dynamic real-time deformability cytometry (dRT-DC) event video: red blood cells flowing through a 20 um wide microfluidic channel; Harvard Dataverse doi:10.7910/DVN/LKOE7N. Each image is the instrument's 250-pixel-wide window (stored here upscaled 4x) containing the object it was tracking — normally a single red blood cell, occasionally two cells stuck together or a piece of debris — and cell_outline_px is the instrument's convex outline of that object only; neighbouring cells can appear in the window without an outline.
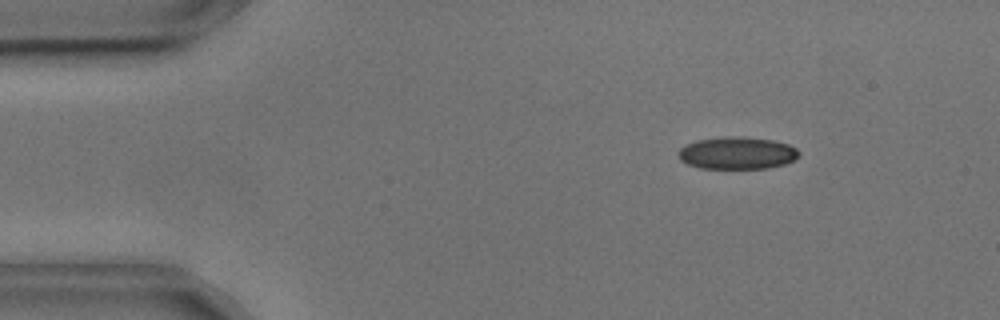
{"species": "common noctule bat (a hibernating species)", "species_latin": "Nyctalus noctula", "temperature_condition": "cold", "stored_images_in_passage": 34, "camera_frame_rate_fps": 3000, "um_per_image_px": 0.085, "animal": {"sex": "male", "body_mass_g": 17.9, "forearm_length_mm": 54.2}, "frame": {"image": 1, "passage_image": 3, "time_ms": 0.667, "image_size_px": [1000, 320], "cell_outline_px": [[800, 156], [784, 164], [768, 168], [700, 168], [688, 164], [680, 160], [680, 148], [696, 140], [724, 136], [740, 136], [772, 140], [788, 144], [796, 148], [800, 152]], "centroid_in_image_um": [62.68, 13.0], "position_along_channel_um": 22.3, "area_um2": 22.6}}
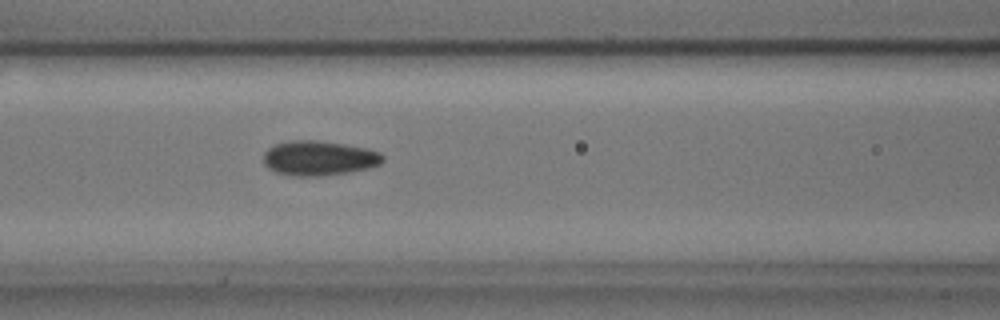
{"frame": {"image": 2, "passage_image": 18, "time_ms": 5.667, "image_size_px": [1000, 320], "cell_outline_px": [[384, 160], [380, 164], [368, 168], [348, 172], [320, 176], [296, 176], [276, 172], [268, 168], [264, 164], [264, 152], [268, 148], [276, 144], [292, 140], [316, 140], [344, 144], [364, 148], [380, 152], [384, 156]], "centroid_in_image_um": [27.11, 13.44], "position_along_channel_um": 139.5, "area_um2": 24.04}}
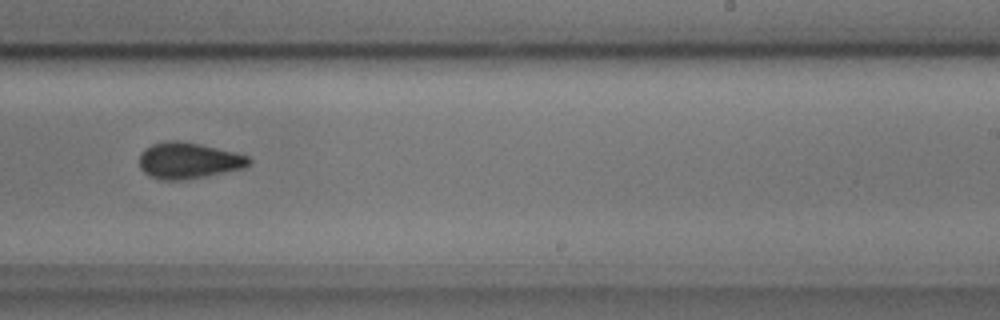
{"frame": {"image": 3, "passage_image": 29, "time_ms": 9.333, "image_size_px": [1000, 320], "cell_outline_px": [[252, 160], [244, 168], [204, 176], [180, 180], [160, 180], [148, 176], [140, 168], [140, 152], [144, 148], [152, 144], [168, 140], [176, 140], [200, 144], [248, 156]], "centroid_in_image_um": [15.96, 13.65], "position_along_channel_um": 273.0, "area_um2": 22.95}}